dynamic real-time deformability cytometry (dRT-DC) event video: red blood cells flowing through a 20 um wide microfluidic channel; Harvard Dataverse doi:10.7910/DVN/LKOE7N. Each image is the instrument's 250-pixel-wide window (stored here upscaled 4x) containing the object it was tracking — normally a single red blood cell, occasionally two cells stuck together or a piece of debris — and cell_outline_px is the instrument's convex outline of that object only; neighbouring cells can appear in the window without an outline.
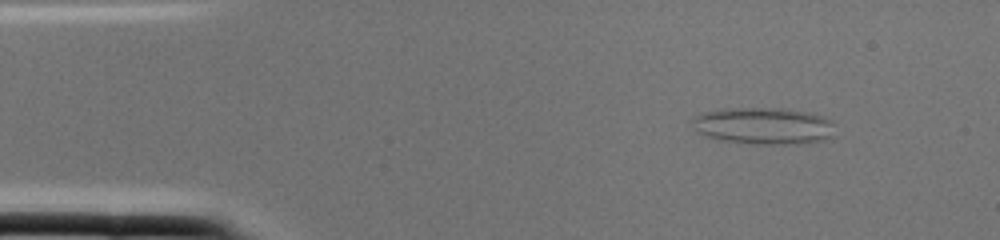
{"species": "common noctule bat (a hibernating species)", "species_latin": "Nyctalus noctula", "temperature_condition": "cold", "stored_images_in_passage": 1, "camera_frame_rate_fps": 3000, "um_per_image_px": 0.085, "animal": {"sex": "female", "body_mass_g": 22.0, "forearm_length_mm": 56.7}, "frame": {"image": 1, "passage_image": 1, "time_ms": 0.0, "image_size_px": [1000, 240], "cell_outline_px": [[836, 136], [824, 140], [788, 144], [756, 144], [720, 140], [704, 136], [696, 128], [692, 120], [696, 116], [704, 112], [736, 108], [780, 108], [808, 112], [832, 120]], "centroid_in_image_um": [64.97, 10.71], "position_along_channel_um": 20.0, "area_um2": 30.46}}